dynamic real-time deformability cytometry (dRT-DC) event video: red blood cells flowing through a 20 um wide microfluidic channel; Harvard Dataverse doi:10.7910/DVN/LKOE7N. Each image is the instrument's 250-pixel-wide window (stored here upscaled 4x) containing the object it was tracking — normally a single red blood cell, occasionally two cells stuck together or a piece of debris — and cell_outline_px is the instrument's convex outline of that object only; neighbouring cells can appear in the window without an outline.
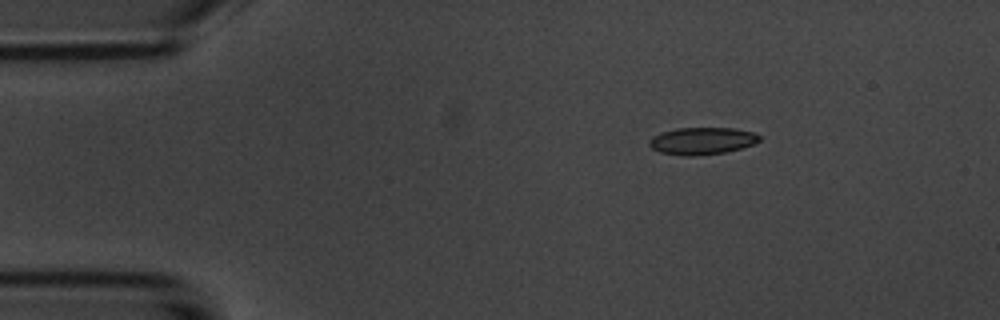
{"species": "common noctule bat (a hibernating species)", "species_latin": "Nyctalus noctula", "temperature_condition": "room temperature", "stored_images_in_passage": 4, "camera_frame_rate_fps": 3000, "um_per_image_px": 0.085, "animal": {"sex": "male", "body_mass_g": 20.1, "forearm_length_mm": 53.5}, "frame": {"image": 1, "passage_image": 2, "time_ms": 1.0, "image_size_px": [1000, 320], "cell_outline_px": [[760, 140], [752, 144], [740, 148], [724, 152], [692, 156], [688, 156], [660, 152], [652, 148], [648, 144], [648, 140], [652, 136], [660, 132], [676, 128], [732, 128], [752, 132], [760, 136]], "centroid_in_image_um": [59.62, 11.96], "position_along_channel_um": 25.4, "area_um2": 17.28}}